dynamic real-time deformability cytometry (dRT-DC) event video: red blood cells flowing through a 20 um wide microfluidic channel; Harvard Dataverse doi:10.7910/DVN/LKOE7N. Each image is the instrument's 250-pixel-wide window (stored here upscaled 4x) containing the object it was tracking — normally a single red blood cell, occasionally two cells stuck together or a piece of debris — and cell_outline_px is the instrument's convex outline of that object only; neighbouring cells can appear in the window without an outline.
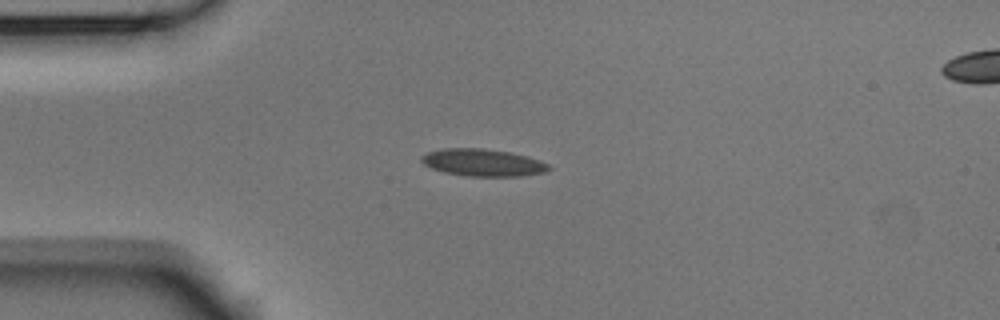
{"species": "Egyptian fruit bat (a non-hibernating species)", "species_latin": "Rousettus aegyptiacus", "temperature_condition": "room temperature", "stored_images_in_passage": 7, "camera_frame_rate_fps": 3000, "um_per_image_px": 0.085, "animal": {"sex": "male"}, "frame": {"image": 1, "passage_image": 3, "time_ms": 0.667, "image_size_px": [1000, 320], "cell_outline_px": [[552, 168], [544, 172], [520, 176], [468, 176], [444, 172], [432, 168], [424, 164], [420, 160], [420, 156], [428, 152], [444, 148], [484, 148], [508, 152], [528, 156], [540, 160], [548, 164]], "centroid_in_image_um": [41.04, 13.81], "position_along_channel_um": 44.0, "area_um2": 20.17}}
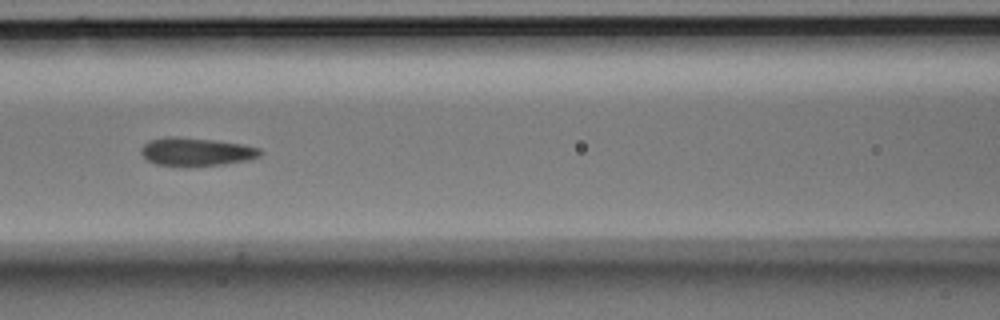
{"frame": {"image": 2, "passage_image": 6, "time_ms": 1.667, "image_size_px": [1000, 320], "cell_outline_px": [[264, 152], [260, 156], [248, 160], [224, 164], [156, 164], [148, 160], [140, 152], [140, 148], [148, 140], [168, 136], [176, 136], [216, 140], [244, 144], [260, 148]], "centroid_in_image_um": [16.71, 12.85], "position_along_channel_um": 149.9, "area_um2": 19.25}}
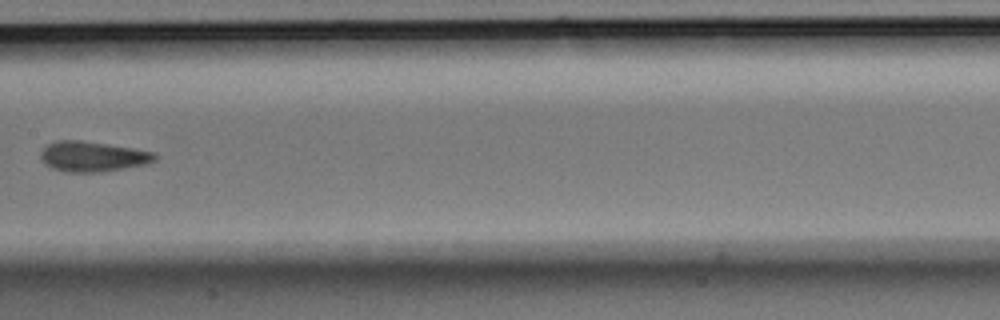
{"frame": {"image": 3, "passage_image": 7, "time_ms": 2.0, "image_size_px": [1000, 320], "cell_outline_px": [[160, 156], [156, 160], [148, 164], [100, 172], [64, 172], [52, 168], [44, 164], [40, 160], [40, 152], [48, 144], [56, 140], [80, 140], [132, 148], [156, 152]], "centroid_in_image_um": [7.89, 13.31], "position_along_channel_um": 199.5, "area_um2": 20.35}}